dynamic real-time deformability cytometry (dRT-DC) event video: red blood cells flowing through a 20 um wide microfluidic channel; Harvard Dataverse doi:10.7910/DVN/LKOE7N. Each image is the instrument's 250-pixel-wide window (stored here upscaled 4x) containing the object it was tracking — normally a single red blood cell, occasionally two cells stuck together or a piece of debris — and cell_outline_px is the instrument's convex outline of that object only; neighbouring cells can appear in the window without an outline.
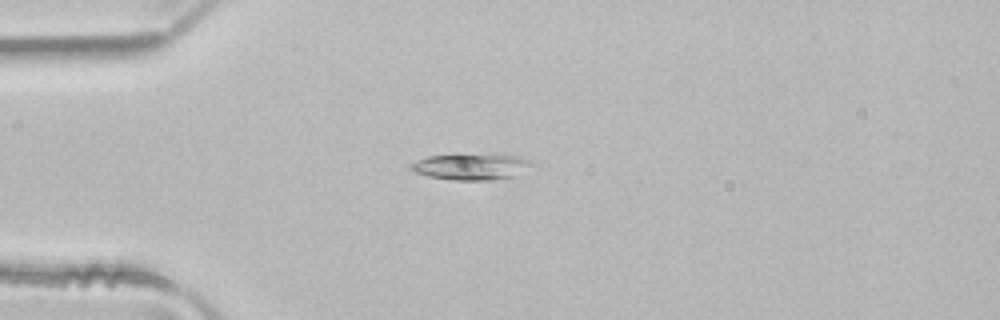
{"species": "common noctule bat (a hibernating species)", "species_latin": "Nyctalus noctula", "temperature_condition": "room temperature", "stored_images_in_passage": 3, "camera_frame_rate_fps": 3000, "um_per_image_px": 0.085, "animal": {"sex": "male", "body_mass_g": 21.5, "forearm_length_mm": 52.0}, "frame": {"image": 1, "passage_image": 3, "time_ms": 0.667, "image_size_px": [1000, 320], "cell_outline_px": [[536, 164], [516, 176], [492, 180], [452, 180], [428, 176], [416, 172], [412, 168], [412, 164], [428, 156], [460, 152], [496, 152], [520, 156]], "centroid_in_image_um": [40.16, 14.11], "position_along_channel_um": 44.8, "area_um2": 19.48}}